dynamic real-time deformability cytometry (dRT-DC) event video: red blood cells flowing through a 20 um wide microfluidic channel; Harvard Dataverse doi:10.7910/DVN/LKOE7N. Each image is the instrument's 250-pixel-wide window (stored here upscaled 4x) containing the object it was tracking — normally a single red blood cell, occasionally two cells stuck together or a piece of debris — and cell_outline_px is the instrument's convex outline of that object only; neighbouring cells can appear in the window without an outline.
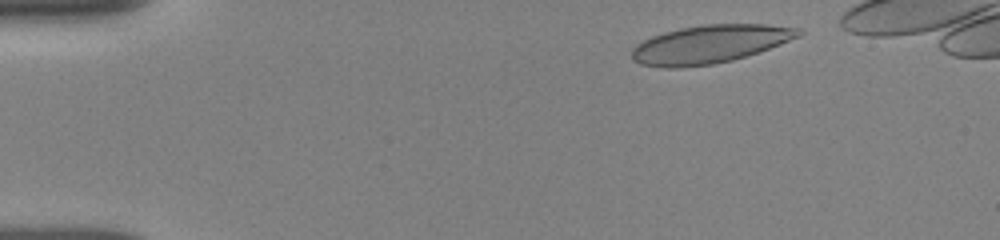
{"species": "human", "species_latin": "Homo sapiens", "temperature_condition": "room temperature", "stored_images_in_passage": 20, "camera_frame_rate_fps": 3000, "um_per_image_px": 0.085, "donor": {"sex": "female"}, "frame": {"image": 1, "passage_image": 5, "time_ms": 0.667, "image_size_px": [1000, 240], "cell_outline_px": [[804, 32], [800, 36], [780, 44], [732, 60], [712, 64], [676, 68], [664, 68], [640, 64], [632, 60], [632, 48], [636, 44], [652, 36], [664, 32], [680, 28], [704, 24], [768, 24], [800, 28]], "centroid_in_image_um": [60.31, 3.75], "position_along_channel_um": 24.7, "area_um2": 36.99}}